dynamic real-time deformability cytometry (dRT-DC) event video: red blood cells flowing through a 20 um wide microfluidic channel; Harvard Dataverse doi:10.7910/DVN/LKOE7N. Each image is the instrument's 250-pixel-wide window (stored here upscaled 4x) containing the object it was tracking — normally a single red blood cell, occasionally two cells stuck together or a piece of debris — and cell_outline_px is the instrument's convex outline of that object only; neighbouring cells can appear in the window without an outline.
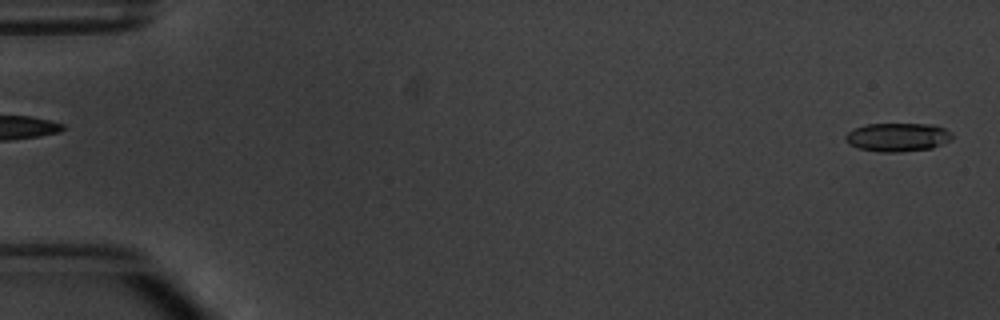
{"species": "common noctule bat (a hibernating species)", "species_latin": "Nyctalus noctula", "temperature_condition": "warm", "stored_images_in_passage": 6, "segment_of_instrument_passage": [2, 2], "camera_frame_rate_fps": 3000, "um_per_image_px": 0.085, "animal": {"sex": "male", "body_mass_g": 20.1, "forearm_length_mm": 53.5}, "frame": {"image": 1, "passage_image": 6, "time_ms": 5.667, "image_size_px": [1000, 320], "cell_outline_px": [[952, 140], [932, 148], [900, 152], [880, 152], [856, 148], [848, 144], [844, 140], [844, 136], [848, 132], [856, 128], [868, 124], [932, 124], [944, 128], [952, 132]], "centroid_in_image_um": [76.29, 11.67], "position_along_channel_um": 8.7, "area_um2": 17.92}}